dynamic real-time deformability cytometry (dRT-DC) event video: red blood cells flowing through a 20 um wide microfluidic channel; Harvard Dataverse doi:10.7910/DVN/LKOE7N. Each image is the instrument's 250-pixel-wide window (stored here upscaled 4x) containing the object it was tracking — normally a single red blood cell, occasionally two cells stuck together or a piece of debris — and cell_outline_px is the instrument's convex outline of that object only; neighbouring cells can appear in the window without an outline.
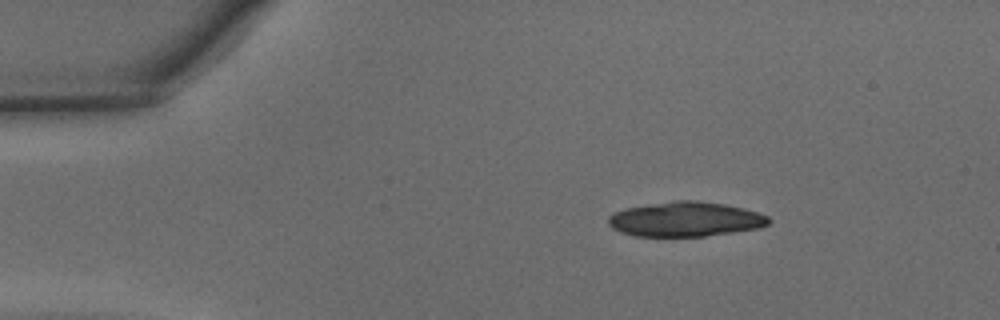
{"species": "common noctule bat (a hibernating species)", "species_latin": "Nyctalus noctula", "temperature_condition": "warm", "stored_images_in_passage": 39, "camera_frame_rate_fps": 3000, "um_per_image_px": 0.085, "animal": {"sex": "male", "body_mass_g": 15.6}, "frame": {"image": 1, "passage_image": 1, "time_ms": 0.0, "image_size_px": [1000, 320], "cell_outline_px": [[772, 220], [768, 224], [760, 228], [704, 236], [636, 236], [620, 232], [612, 228], [608, 224], [608, 216], [612, 212], [624, 208], [676, 200], [696, 200], [724, 204], [744, 208], [768, 216]], "centroid_in_image_um": [58.24, 18.63], "position_along_channel_um": 26.8, "area_um2": 32.54}}